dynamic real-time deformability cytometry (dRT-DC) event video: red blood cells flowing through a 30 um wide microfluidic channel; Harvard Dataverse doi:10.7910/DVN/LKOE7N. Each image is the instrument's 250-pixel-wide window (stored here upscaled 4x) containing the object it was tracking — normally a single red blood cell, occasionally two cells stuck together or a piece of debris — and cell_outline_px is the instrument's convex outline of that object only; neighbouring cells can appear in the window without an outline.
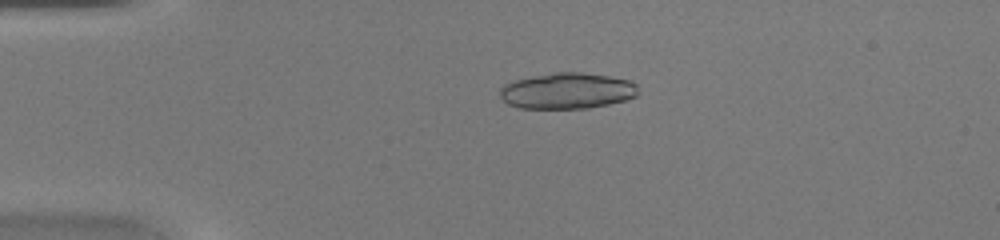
{"species": "common noctule bat (a hibernating species)", "species_latin": "Nyctalus noctula", "temperature_condition": "warm", "stored_images_in_passage": 48, "camera_frame_rate_fps": 3000, "um_per_image_px": 0.085, "animal": {"sex": "female", "body_mass_g": 20.0, "forearm_length_mm": 54.0}, "frame": {"image": 1, "passage_image": 11, "time_ms": 3.333, "image_size_px": [1000, 240], "cell_outline_px": [[640, 92], [636, 96], [624, 100], [608, 104], [588, 108], [516, 108], [508, 104], [500, 96], [500, 88], [504, 84], [516, 80], [532, 76], [552, 72], [580, 72], [608, 76], [632, 80], [636, 84]], "centroid_in_image_um": [48.22, 7.71], "position_along_channel_um": 36.8, "area_um2": 29.13}}